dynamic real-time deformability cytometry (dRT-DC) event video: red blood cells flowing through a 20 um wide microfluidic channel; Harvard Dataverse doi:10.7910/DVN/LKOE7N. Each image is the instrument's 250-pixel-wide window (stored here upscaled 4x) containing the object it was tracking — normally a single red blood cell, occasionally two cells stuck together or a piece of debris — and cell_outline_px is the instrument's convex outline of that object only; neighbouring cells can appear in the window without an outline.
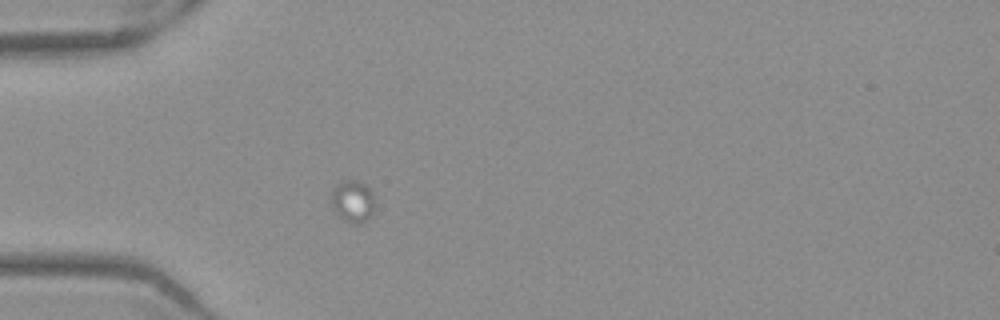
{"species": "Egyptian fruit bat (a non-hibernating species)", "species_latin": "Rousettus aegyptiacus", "temperature_condition": "warm", "stored_images_in_passage": 13, "camera_frame_rate_fps": 3000, "um_per_image_px": 0.085, "frame": {"image": 1, "passage_image": 1, "time_ms": 0.0, "image_size_px": [1000, 320], "cell_outline_px": [[372, 212], [368, 220], [364, 224], [352, 224], [344, 220], [332, 208], [328, 196], [332, 188], [340, 180], [356, 180], [364, 184], [372, 192]], "centroid_in_image_um": [29.9, 17.11], "position_along_channel_um": 55.1, "area_um2": 10.92}}